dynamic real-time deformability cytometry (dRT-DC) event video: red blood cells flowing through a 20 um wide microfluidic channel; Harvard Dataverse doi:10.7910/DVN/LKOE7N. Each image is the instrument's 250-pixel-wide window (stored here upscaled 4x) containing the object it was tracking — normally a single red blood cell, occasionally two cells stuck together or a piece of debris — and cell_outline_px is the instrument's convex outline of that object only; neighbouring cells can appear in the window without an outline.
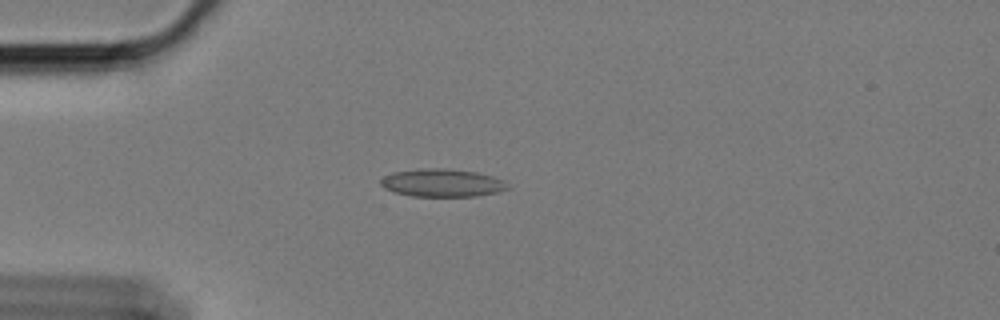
{"species": "Egyptian fruit bat (a non-hibernating species)", "species_latin": "Rousettus aegyptiacus", "temperature_condition": "cold", "stored_images_in_passage": 15, "camera_frame_rate_fps": 3000, "um_per_image_px": 0.085, "animal": {"sex": "female"}, "frame": {"image": 1, "passage_image": 8, "time_ms": 2.333, "image_size_px": [1000, 320], "cell_outline_px": [[508, 188], [496, 192], [476, 196], [412, 196], [392, 192], [384, 188], [380, 184], [380, 180], [384, 176], [392, 172], [420, 168], [444, 168], [476, 172], [492, 176], [500, 180]], "centroid_in_image_um": [37.48, 15.54], "position_along_channel_um": 47.5, "area_um2": 20.46}}
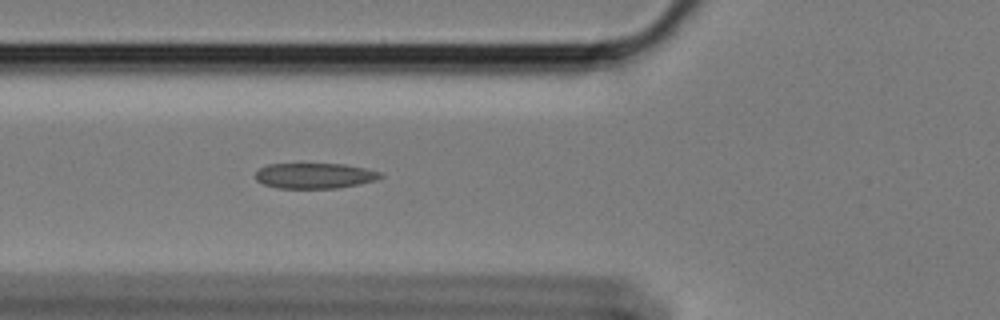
{"frame": {"image": 2, "passage_image": 14, "time_ms": 4.333, "image_size_px": [1000, 320], "cell_outline_px": [[384, 176], [376, 180], [360, 184], [336, 188], [276, 188], [264, 184], [256, 180], [256, 172], [260, 168], [268, 164], [344, 164], [364, 168], [380, 172]], "centroid_in_image_um": [26.75, 14.94], "position_along_channel_um": 99.0, "area_um2": 18.5}}